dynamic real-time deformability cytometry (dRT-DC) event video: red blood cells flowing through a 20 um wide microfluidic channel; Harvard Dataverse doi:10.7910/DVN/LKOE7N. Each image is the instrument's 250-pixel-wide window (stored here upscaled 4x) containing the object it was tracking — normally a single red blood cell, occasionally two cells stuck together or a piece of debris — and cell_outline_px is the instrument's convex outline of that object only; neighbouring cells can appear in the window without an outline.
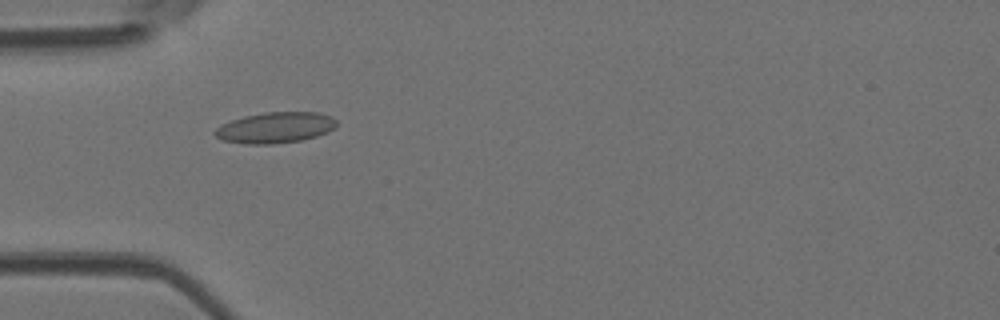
{"species": "Egyptian fruit bat (a non-hibernating species)", "species_latin": "Rousettus aegyptiacus", "temperature_condition": "room temperature", "stored_images_in_passage": 51, "camera_frame_rate_fps": 3000, "um_per_image_px": 0.085, "animal": {"sex": "female"}, "frame": {"image": 1, "passage_image": 16, "time_ms": 5.0, "image_size_px": [1000, 320], "cell_outline_px": [[336, 128], [328, 132], [316, 136], [300, 140], [272, 144], [244, 144], [224, 140], [216, 136], [212, 132], [220, 124], [244, 116], [264, 112], [320, 112], [332, 116], [336, 120]], "centroid_in_image_um": [23.41, 10.84], "position_along_channel_um": 61.6, "area_um2": 22.02}}
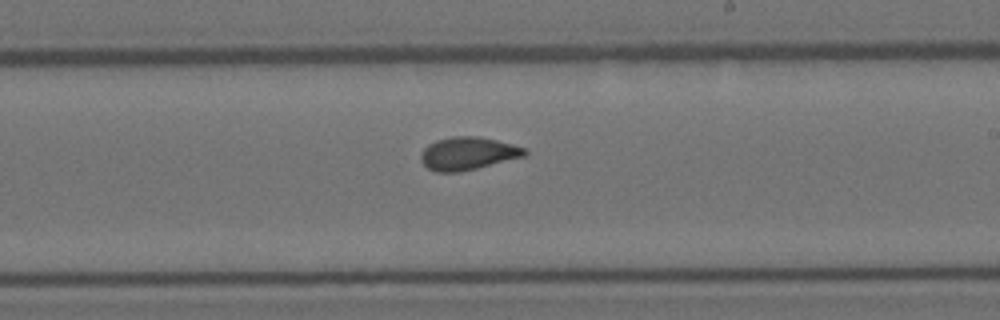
{"frame": {"image": 2, "passage_image": 30, "time_ms": 9.667, "image_size_px": [1000, 320], "cell_outline_px": [[528, 152], [524, 156], [460, 172], [436, 172], [428, 168], [420, 160], [420, 156], [424, 148], [428, 144], [436, 140], [452, 136], [480, 136], [512, 144], [524, 148]], "centroid_in_image_um": [39.73, 13.04], "position_along_channel_um": 249.3, "area_um2": 19.77}}
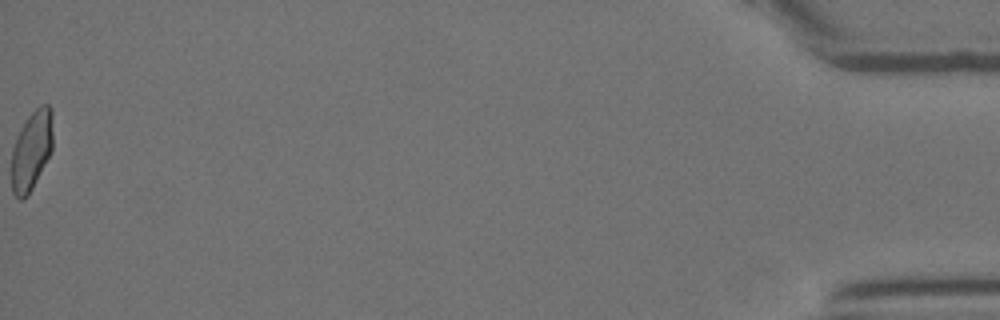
{"frame": {"image": 3, "passage_image": 51, "time_ms": 16.667, "image_size_px": [1000, 320], "cell_outline_px": [[52, 148], [28, 196], [24, 200], [20, 200], [12, 192], [12, 148], [20, 128], [28, 116], [40, 104], [48, 104], [52, 108]], "centroid_in_image_um": [2.67, 12.76], "position_along_channel_um": 432.5, "area_um2": 19.02}, "authors_computed_cell_mechanics": {"area_um2": 19.652, "velocity_mm_per_s": 4.0577, "shape_relaxation_time_tau1_ms": 8.9071, "shape_relaxation_time_tau2_ms": 1.2287, "deformation_change_tau1": 0.1808, "deformation_change_tau2": 0.0591}}